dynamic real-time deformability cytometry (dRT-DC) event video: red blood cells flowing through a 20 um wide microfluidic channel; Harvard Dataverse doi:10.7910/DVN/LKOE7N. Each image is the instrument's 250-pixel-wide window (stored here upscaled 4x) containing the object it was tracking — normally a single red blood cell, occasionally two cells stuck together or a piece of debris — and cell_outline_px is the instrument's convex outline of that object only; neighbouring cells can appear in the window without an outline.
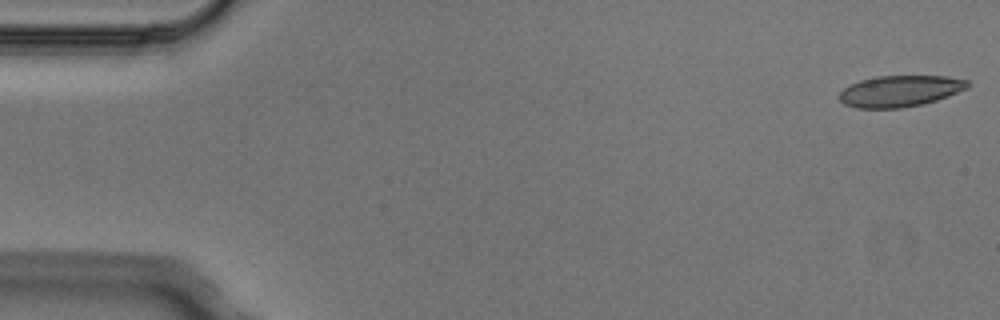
{"species": "Egyptian fruit bat (a non-hibernating species)", "species_latin": "Rousettus aegyptiacus", "temperature_condition": "cold", "stored_images_in_passage": 3, "segment_of_instrument_passage": [2, 2], "camera_frame_rate_fps": 3000, "um_per_image_px": 0.085, "animal": {"sex": "male"}, "frame": {"image": 1, "passage_image": 3, "time_ms": 0.667, "image_size_px": [1000, 320], "cell_outline_px": [[972, 84], [968, 88], [948, 96], [936, 100], [920, 104], [900, 108], [856, 108], [844, 104], [836, 96], [844, 88], [860, 80], [876, 76], [948, 76], [968, 80]], "centroid_in_image_um": [76.5, 7.73], "position_along_channel_um": 8.5, "area_um2": 23.47}}